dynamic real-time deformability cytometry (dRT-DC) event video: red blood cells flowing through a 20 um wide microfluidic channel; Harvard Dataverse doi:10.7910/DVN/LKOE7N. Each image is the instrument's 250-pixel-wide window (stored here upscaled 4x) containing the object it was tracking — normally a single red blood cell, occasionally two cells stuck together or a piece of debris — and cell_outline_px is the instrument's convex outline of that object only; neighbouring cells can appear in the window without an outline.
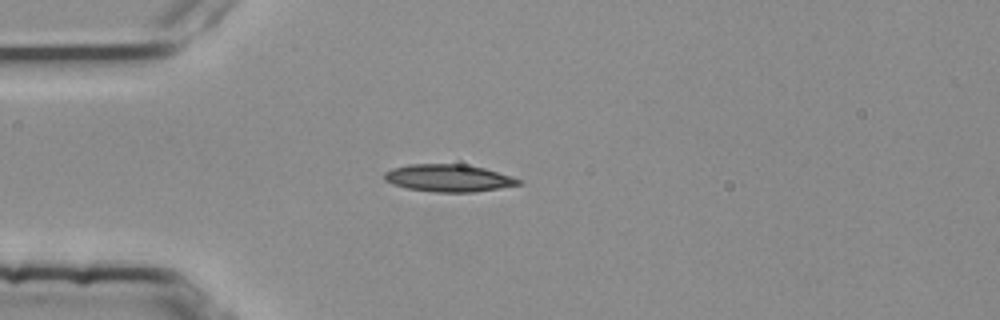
{"species": "common noctule bat (a hibernating species)", "species_latin": "Nyctalus noctula", "temperature_condition": "room temperature", "stored_images_in_passage": 1, "camera_frame_rate_fps": 3000, "um_per_image_px": 0.085, "animal": {"sex": "female", "body_mass_g": 25.1}, "frame": {"image": 1, "passage_image": 1, "time_ms": 0.0, "image_size_px": [1000, 320], "cell_outline_px": [[520, 184], [500, 188], [472, 192], [432, 192], [408, 188], [392, 184], [384, 180], [384, 172], [392, 168], [408, 164], [464, 164], [484, 168], [512, 176], [520, 180]], "centroid_in_image_um": [38.09, 15.13], "position_along_channel_um": 46.9, "area_um2": 21.33}}